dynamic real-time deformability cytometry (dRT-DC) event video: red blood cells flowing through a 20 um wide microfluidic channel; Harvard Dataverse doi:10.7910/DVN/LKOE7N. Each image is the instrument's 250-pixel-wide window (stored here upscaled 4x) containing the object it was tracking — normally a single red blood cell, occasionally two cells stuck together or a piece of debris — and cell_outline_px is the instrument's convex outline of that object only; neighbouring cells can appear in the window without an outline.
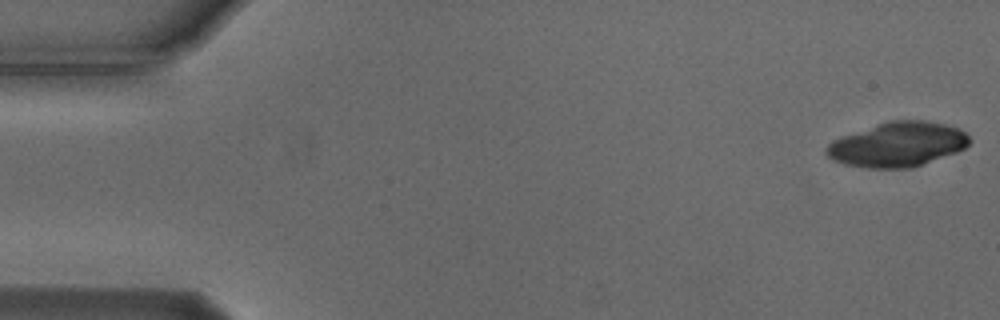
{"species": "Egyptian fruit bat (a non-hibernating species)", "species_latin": "Rousettus aegyptiacus", "temperature_condition": "cold", "stored_images_in_passage": 11, "camera_frame_rate_fps": 3000, "um_per_image_px": 0.085, "animal": {"sex": "male"}, "frame": {"image": 1, "passage_image": 1, "time_ms": 0.0, "image_size_px": [1000, 320], "cell_outline_px": [[972, 140], [964, 148], [956, 152], [912, 168], [868, 168], [844, 164], [832, 160], [824, 152], [824, 148], [832, 140], [888, 120], [924, 120], [944, 124], [956, 128], [964, 132]], "centroid_in_image_um": [76.27, 12.28], "position_along_channel_um": 8.7, "area_um2": 37.05}}